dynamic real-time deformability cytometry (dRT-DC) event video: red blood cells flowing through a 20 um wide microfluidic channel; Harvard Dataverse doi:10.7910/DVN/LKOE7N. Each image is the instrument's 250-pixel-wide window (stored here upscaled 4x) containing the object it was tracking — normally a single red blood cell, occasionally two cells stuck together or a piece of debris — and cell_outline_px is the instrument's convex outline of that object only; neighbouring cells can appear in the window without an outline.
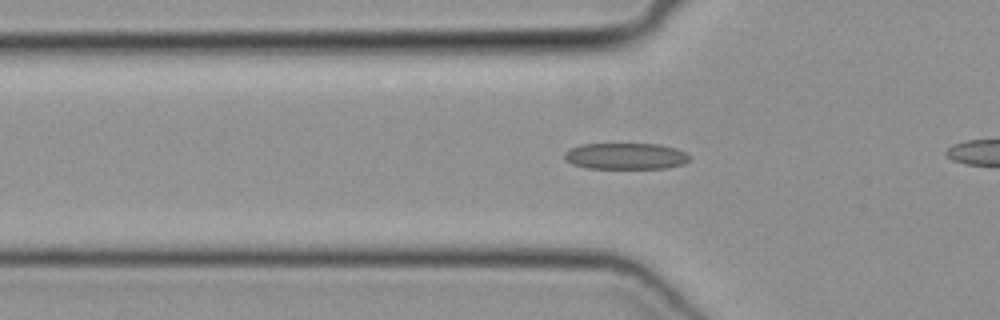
{"species": "common noctule bat (a hibernating species)", "species_latin": "Nyctalus noctula", "temperature_condition": "cold", "stored_images_in_passage": 36, "camera_frame_rate_fps": 3000, "um_per_image_px": 0.085, "animal": {"sex": "female", "body_mass_g": 19.3, "forearm_length_mm": 54.1}, "frame": {"image": 1, "passage_image": 12, "time_ms": 3.667, "image_size_px": [1000, 320], "cell_outline_px": [[692, 156], [684, 164], [668, 168], [584, 168], [572, 164], [564, 160], [564, 152], [580, 144], [660, 144], [676, 148]], "centroid_in_image_um": [53.18, 13.27], "position_along_channel_um": 72.6, "area_um2": 19.36}}
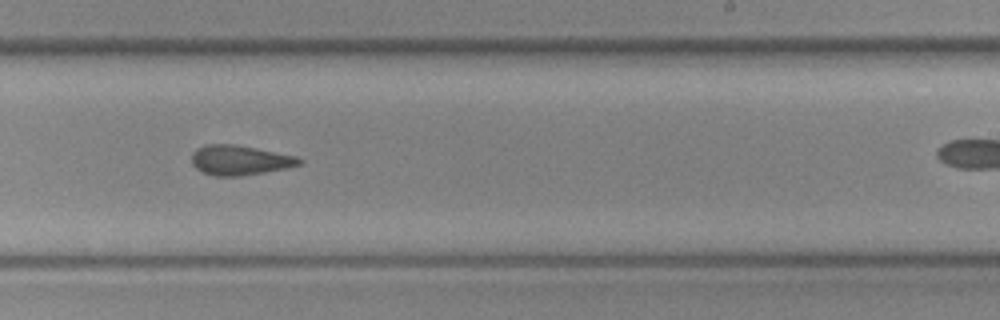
{"frame": {"image": 2, "passage_image": 26, "time_ms": 8.333, "image_size_px": [1000, 320], "cell_outline_px": [[304, 160], [300, 164], [284, 168], [264, 172], [240, 176], [212, 176], [200, 172], [192, 164], [192, 152], [196, 148], [208, 144], [232, 144], [256, 148], [296, 156]], "centroid_in_image_um": [20.33, 13.62], "position_along_channel_um": 268.7, "area_um2": 18.67}}
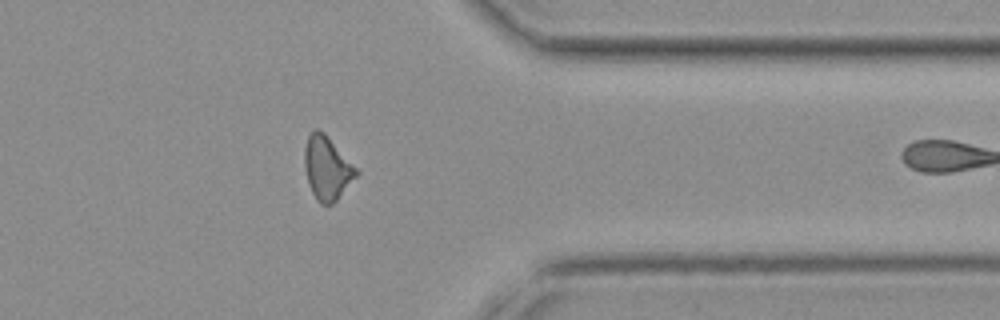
{"frame": {"image": 3, "passage_image": 35, "time_ms": 11.333, "image_size_px": [1000, 320], "cell_outline_px": [[360, 172], [336, 200], [332, 204], [320, 204], [316, 200], [308, 184], [304, 168], [304, 148], [308, 136], [316, 128], [324, 132]], "centroid_in_image_um": [27.77, 14.29], "position_along_channel_um": 383.6, "area_um2": 19.02}}